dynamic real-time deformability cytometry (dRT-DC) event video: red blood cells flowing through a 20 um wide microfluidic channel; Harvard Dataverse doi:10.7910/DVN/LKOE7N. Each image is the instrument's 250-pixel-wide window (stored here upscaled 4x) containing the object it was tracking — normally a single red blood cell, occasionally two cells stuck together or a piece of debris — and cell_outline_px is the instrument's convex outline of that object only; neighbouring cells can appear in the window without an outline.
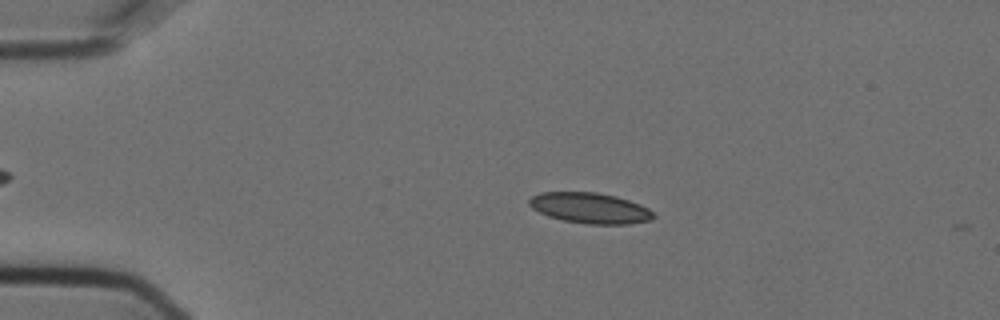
{"species": "Egyptian fruit bat (a non-hibernating species)", "species_latin": "Rousettus aegyptiacus", "temperature_condition": "cold", "stored_images_in_passage": 12, "camera_frame_rate_fps": 3000, "um_per_image_px": 0.085, "animal": {"sex": "female"}, "frame": {"image": 1, "passage_image": 11, "time_ms": 3.333, "image_size_px": [1000, 320], "cell_outline_px": [[656, 216], [652, 220], [628, 224], [588, 224], [564, 220], [548, 216], [532, 208], [528, 204], [528, 200], [532, 196], [540, 192], [596, 192], [616, 196], [640, 204], [656, 212]], "centroid_in_image_um": [50.18, 17.68], "position_along_channel_um": 34.8, "area_um2": 22.31}}